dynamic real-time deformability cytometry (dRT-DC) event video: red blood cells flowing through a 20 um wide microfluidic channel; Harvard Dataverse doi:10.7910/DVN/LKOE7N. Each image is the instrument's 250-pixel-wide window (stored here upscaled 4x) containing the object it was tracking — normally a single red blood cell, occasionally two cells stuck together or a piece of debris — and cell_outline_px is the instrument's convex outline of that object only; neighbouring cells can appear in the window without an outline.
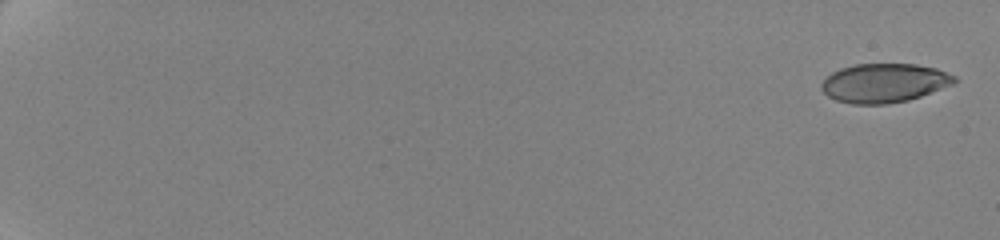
{"species": "human", "species_latin": "Homo sapiens", "temperature_condition": "cold", "stored_images_in_passage": 66, "camera_frame_rate_fps": 3000, "um_per_image_px": 0.085, "donor": {"sex": "female"}, "frame": {"image": 1, "passage_image": 1, "time_ms": 0.0, "image_size_px": [1000, 240], "cell_outline_px": [[956, 80], [952, 84], [920, 96], [908, 100], [884, 104], [852, 104], [836, 100], [828, 96], [820, 88], [820, 84], [832, 72], [840, 68], [856, 64], [916, 64], [936, 68], [956, 76]], "centroid_in_image_um": [75.13, 7.05], "position_along_channel_um": 9.9, "area_um2": 30.06}}
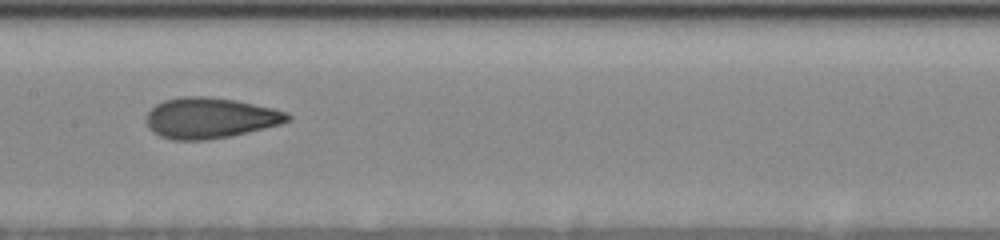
{"frame": {"image": 2, "passage_image": 31, "time_ms": 11.333, "image_size_px": [1000, 240], "cell_outline_px": [[292, 120], [280, 124], [232, 136], [204, 140], [172, 140], [160, 136], [152, 132], [148, 128], [144, 120], [148, 112], [156, 104], [164, 100], [180, 96], [208, 96], [236, 100], [272, 108], [288, 112], [292, 116]], "centroid_in_image_um": [17.84, 10.03], "position_along_channel_um": 189.6, "area_um2": 33.87}}
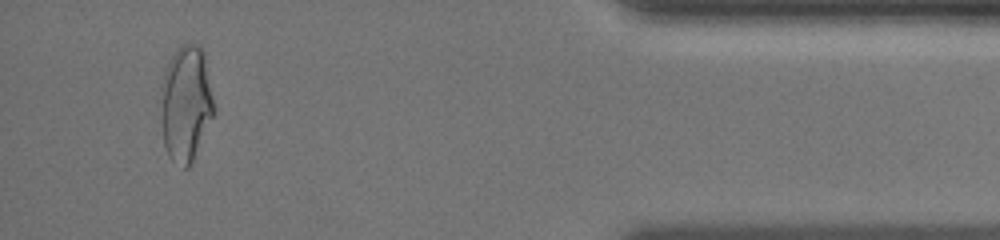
{"frame": {"image": 3, "passage_image": 62, "time_ms": 19.0, "image_size_px": [1000, 240], "cell_outline_px": [[212, 116], [192, 160], [188, 168], [184, 168], [172, 160], [168, 156], [164, 144], [164, 72], [172, 56], [180, 44], [200, 44], [204, 52], [212, 100]], "centroid_in_image_um": [15.82, 8.77], "position_along_channel_um": 419.4, "area_um2": 33.93}, "authors_computed_cell_mechanics": {"area_um2": 32.8882, "velocity_mm_per_s": 3.5294, "shape_relaxation_time_tau1_ms": 6.8747, "shape_relaxation_time_tau2_ms": 1.336, "deformation_change_tau1": 0.1752, "deformation_change_tau2": 0.074}}